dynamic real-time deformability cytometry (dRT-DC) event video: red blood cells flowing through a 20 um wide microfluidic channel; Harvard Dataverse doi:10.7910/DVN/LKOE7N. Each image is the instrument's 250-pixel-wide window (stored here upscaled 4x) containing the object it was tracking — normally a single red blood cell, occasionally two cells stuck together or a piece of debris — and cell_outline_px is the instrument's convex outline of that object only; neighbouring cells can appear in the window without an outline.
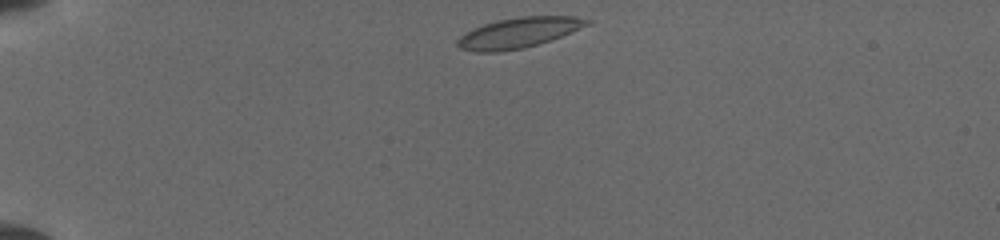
{"species": "common noctule bat (a hibernating species)", "species_latin": "Nyctalus noctula", "temperature_condition": "cold", "stored_images_in_passage": 35, "camera_frame_rate_fps": 3000, "um_per_image_px": 0.085, "animal": {"sex": "female", "body_mass_g": 19.5, "forearm_length_mm": 54.1}, "frame": {"image": 1, "passage_image": 1, "time_ms": 0.0, "image_size_px": [1000, 240], "cell_outline_px": [[592, 24], [552, 40], [524, 48], [500, 52], [476, 52], [460, 48], [456, 44], [456, 40], [460, 36], [472, 28], [496, 20], [520, 16], [576, 16], [592, 20]], "centroid_in_image_um": [44.11, 2.78], "position_along_channel_um": 40.9, "area_um2": 23.24}}
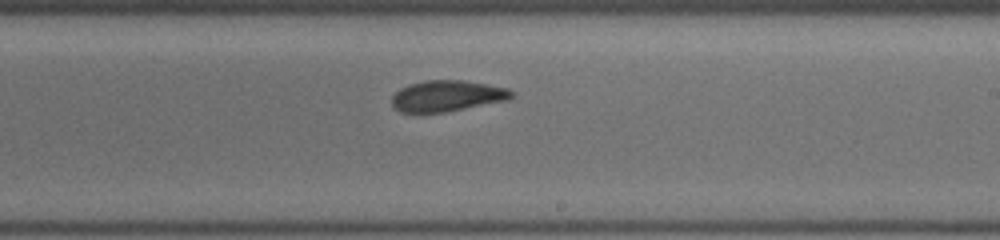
{"frame": {"image": 2, "passage_image": 15, "time_ms": 6.667, "image_size_px": [1000, 240], "cell_outline_px": [[516, 92], [508, 100], [444, 112], [400, 112], [392, 104], [392, 96], [400, 88], [408, 84], [424, 80], [464, 80], [488, 84], [508, 88]], "centroid_in_image_um": [38.02, 8.13], "position_along_channel_um": 251.0, "area_um2": 21.68}}
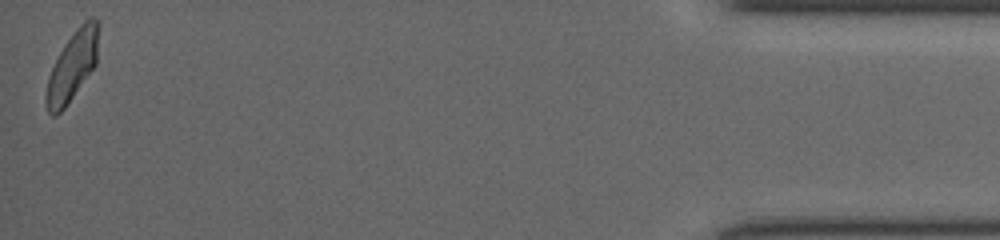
{"frame": {"image": 3, "passage_image": 35, "time_ms": 13.0, "image_size_px": [1000, 240], "cell_outline_px": [[100, 24], [96, 64], [64, 108], [56, 116], [52, 116], [48, 112], [44, 100], [44, 96], [48, 76], [60, 52], [76, 28], [84, 20], [92, 16], [100, 20]], "centroid_in_image_um": [6.16, 5.58], "position_along_channel_um": 429.0, "area_um2": 21.21}}